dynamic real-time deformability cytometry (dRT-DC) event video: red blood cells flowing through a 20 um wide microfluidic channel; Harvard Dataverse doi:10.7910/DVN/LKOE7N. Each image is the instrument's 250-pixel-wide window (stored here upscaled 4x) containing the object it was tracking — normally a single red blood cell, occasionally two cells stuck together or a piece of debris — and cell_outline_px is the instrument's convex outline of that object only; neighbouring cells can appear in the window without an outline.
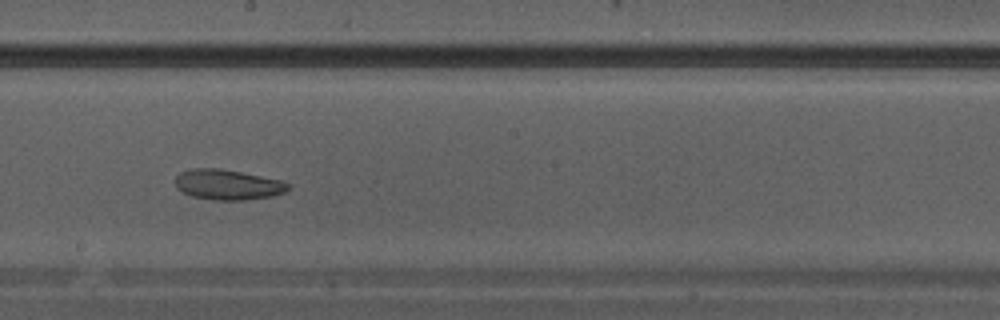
{"species": "Egyptian fruit bat (a non-hibernating species)", "species_latin": "Rousettus aegyptiacus", "temperature_condition": "warm", "stored_images_in_passage": 19, "camera_frame_rate_fps": 3000, "um_per_image_px": 0.085, "animal": {"sex": "male"}, "frame": {"image": 1, "passage_image": 14, "time_ms": 4.333, "image_size_px": [1000, 320], "cell_outline_px": [[288, 192], [272, 196], [244, 200], [216, 200], [192, 196], [176, 188], [176, 176], [180, 172], [192, 168], [220, 168], [280, 180], [288, 184]], "centroid_in_image_um": [19.35, 15.69], "position_along_channel_um": 228.9, "area_um2": 19.77}}
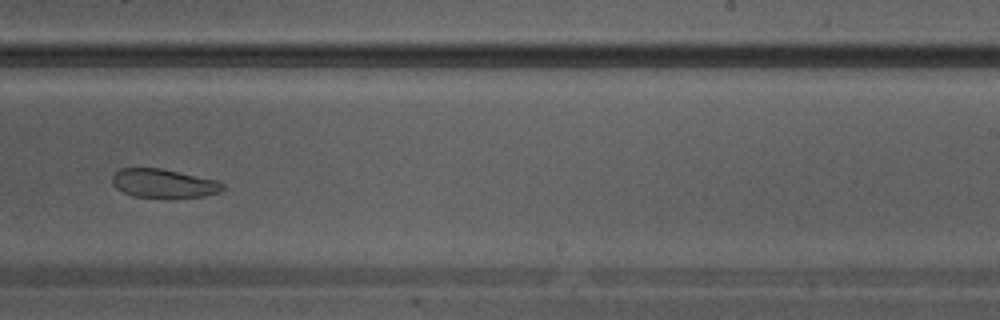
{"frame": {"image": 2, "passage_image": 16, "time_ms": 5.0, "image_size_px": [1000, 320], "cell_outline_px": [[224, 188], [220, 192], [204, 196], [132, 196], [116, 188], [112, 184], [112, 176], [120, 168], [160, 168], [216, 180], [224, 184]], "centroid_in_image_um": [13.88, 15.56], "position_along_channel_um": 275.1, "area_um2": 18.03}}